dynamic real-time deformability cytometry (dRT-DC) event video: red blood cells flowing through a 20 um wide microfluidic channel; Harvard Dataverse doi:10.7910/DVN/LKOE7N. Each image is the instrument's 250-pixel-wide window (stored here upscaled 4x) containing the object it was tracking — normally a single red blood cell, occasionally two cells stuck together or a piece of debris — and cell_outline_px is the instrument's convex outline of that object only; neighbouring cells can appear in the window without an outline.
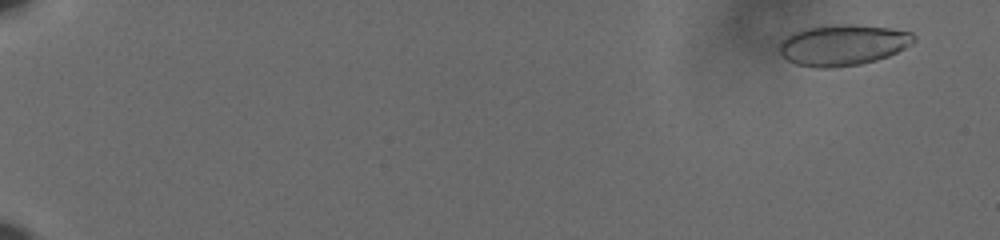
{"species": "human", "species_latin": "Homo sapiens", "temperature_condition": "cold", "stored_images_in_passage": 60, "camera_frame_rate_fps": 3000, "um_per_image_px": 0.085, "donor": {"sex": "male"}, "frame": {"image": 1, "passage_image": 4, "time_ms": 1.0, "image_size_px": [1000, 240], "cell_outline_px": [[916, 40], [904, 48], [888, 56], [876, 60], [860, 64], [832, 68], [816, 68], [796, 64], [780, 56], [776, 48], [780, 40], [784, 36], [792, 32], [804, 28], [836, 24], [848, 24], [888, 28], [912, 32], [916, 36]], "centroid_in_image_um": [71.56, 3.83], "position_along_channel_um": 13.4, "area_um2": 32.48}}
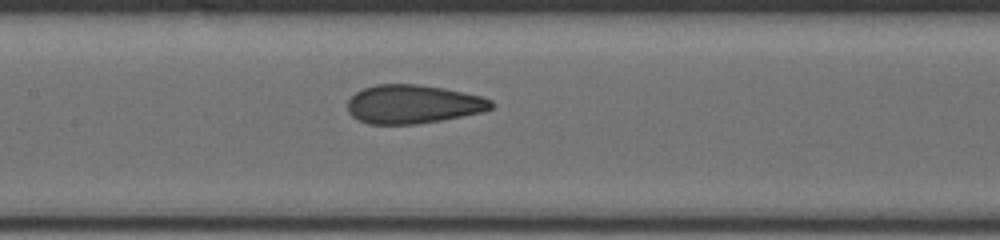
{"frame": {"image": 2, "passage_image": 33, "time_ms": 10.667, "image_size_px": [1000, 240], "cell_outline_px": [[496, 104], [492, 108], [484, 112], [440, 120], [416, 124], [368, 124], [352, 116], [348, 112], [348, 100], [356, 92], [364, 88], [376, 84], [416, 84], [444, 88], [464, 92], [480, 96], [492, 100]], "centroid_in_image_um": [35.13, 8.85], "position_along_channel_um": 172.3, "area_um2": 32.43}}
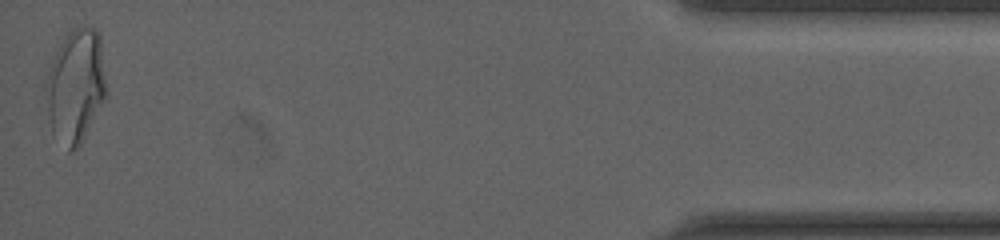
{"frame": {"image": 3, "passage_image": 60, "time_ms": 19.667, "image_size_px": [1000, 240], "cell_outline_px": [[108, 92], [104, 100], [80, 144], [72, 152], [68, 152], [52, 132], [48, 116], [44, 88], [44, 80], [52, 60], [60, 44], [68, 32], [84, 24], [96, 28], [100, 36]], "centroid_in_image_um": [6.43, 7.28], "position_along_channel_um": 428.8, "area_um2": 40.46}, "authors_computed_cell_mechanics": {"area_um2": 32.3969, "velocity_mm_per_s": 3.6379, "shape_relaxation_time_tau1_ms": null, "shape_relaxation_time_tau2_ms": 1.1047, "deformation_change_tau1": null, "deformation_change_tau2": 0.0788}}